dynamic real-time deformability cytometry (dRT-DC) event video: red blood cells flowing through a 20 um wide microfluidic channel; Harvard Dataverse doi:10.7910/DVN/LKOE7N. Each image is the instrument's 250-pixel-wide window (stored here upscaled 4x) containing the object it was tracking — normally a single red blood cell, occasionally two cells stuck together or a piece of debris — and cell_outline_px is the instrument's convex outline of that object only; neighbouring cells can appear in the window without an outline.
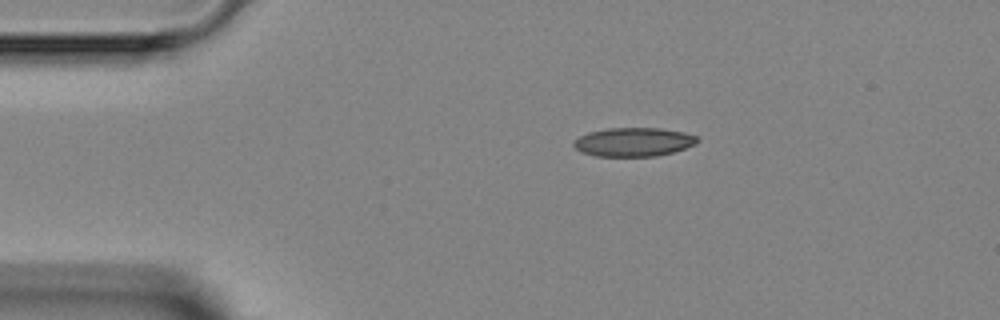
{"species": "Egyptian fruit bat (a non-hibernating species)", "species_latin": "Rousettus aegyptiacus", "temperature_condition": "room temperature", "stored_images_in_passage": 3, "segment_of_instrument_passage": [1, 2], "camera_frame_rate_fps": 3000, "um_per_image_px": 0.085, "animal": {"sex": "female"}, "frame": {"image": 1, "passage_image": 1, "time_ms": 0.0, "image_size_px": [1000, 320], "cell_outline_px": [[700, 140], [696, 144], [672, 152], [656, 156], [596, 156], [580, 152], [572, 144], [580, 136], [588, 132], [608, 128], [660, 128], [684, 132], [696, 136]], "centroid_in_image_um": [53.85, 12.07], "position_along_channel_um": 31.1, "area_um2": 20.69}}